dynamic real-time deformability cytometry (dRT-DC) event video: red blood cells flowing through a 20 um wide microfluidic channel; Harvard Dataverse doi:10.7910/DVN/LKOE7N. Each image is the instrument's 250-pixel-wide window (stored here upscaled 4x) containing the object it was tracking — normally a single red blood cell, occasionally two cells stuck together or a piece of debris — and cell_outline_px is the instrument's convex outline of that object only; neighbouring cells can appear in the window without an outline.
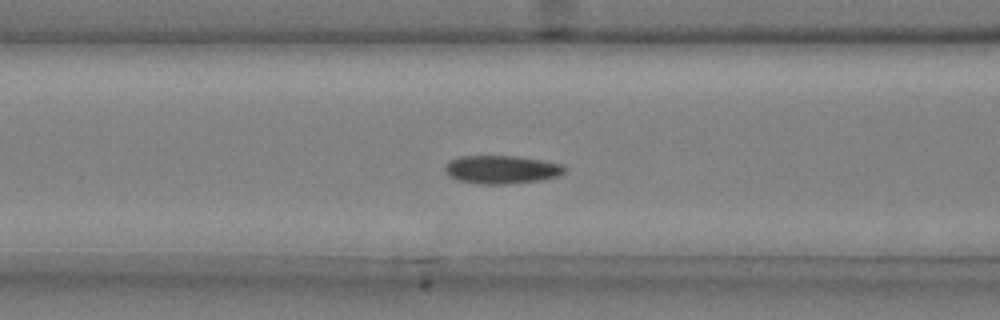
{"species": "common noctule bat (a hibernating species)", "species_latin": "Nyctalus noctula", "temperature_condition": "cold", "stored_images_in_passage": 46, "camera_frame_rate_fps": 3000, "um_per_image_px": 0.085, "animal": {"sex": "male", "body_mass_g": 20.4}, "frame": {"image": 1, "passage_image": 13, "time_ms": 4.0, "image_size_px": [1000, 320], "cell_outline_px": [[568, 168], [560, 176], [540, 180], [508, 184], [476, 184], [456, 180], [448, 176], [444, 168], [456, 156], [516, 156], [564, 164]], "centroid_in_image_um": [42.65, 14.42], "position_along_channel_um": 123.9, "area_um2": 19.88}}
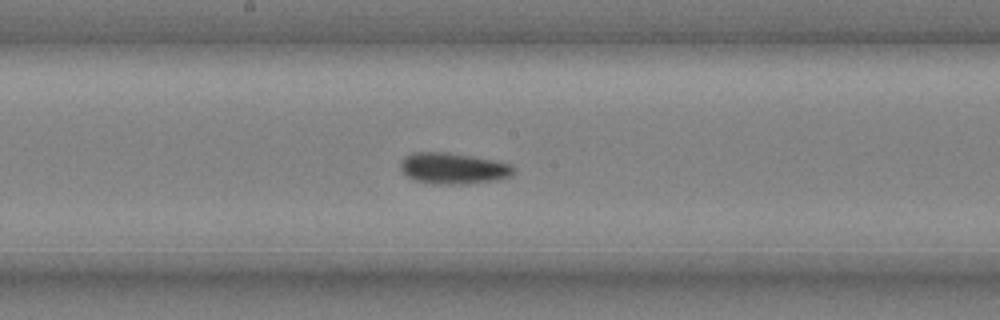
{"frame": {"image": 2, "passage_image": 20, "time_ms": 6.333, "image_size_px": [1000, 320], "cell_outline_px": [[516, 172], [512, 176], [496, 180], [464, 184], [432, 184], [416, 180], [408, 176], [400, 168], [400, 160], [404, 156], [412, 152], [448, 152], [496, 160], [512, 164], [516, 168]], "centroid_in_image_um": [38.56, 14.3], "position_along_channel_um": 209.6, "area_um2": 20.87}}
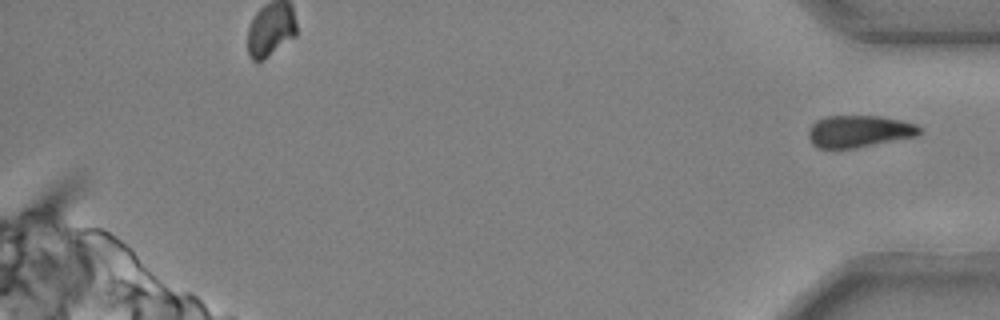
{"frame": {"image": 3, "passage_image": 46, "time_ms": 15.0, "image_size_px": [1000, 320], "cell_outline_px": [[920, 132], [916, 136], [856, 148], [816, 148], [812, 144], [808, 136], [808, 132], [812, 124], [816, 120], [824, 116], [880, 116], [900, 120], [916, 124], [920, 128]], "centroid_in_image_um": [72.98, 11.16], "position_along_channel_um": 362.2, "area_um2": 20.69}}